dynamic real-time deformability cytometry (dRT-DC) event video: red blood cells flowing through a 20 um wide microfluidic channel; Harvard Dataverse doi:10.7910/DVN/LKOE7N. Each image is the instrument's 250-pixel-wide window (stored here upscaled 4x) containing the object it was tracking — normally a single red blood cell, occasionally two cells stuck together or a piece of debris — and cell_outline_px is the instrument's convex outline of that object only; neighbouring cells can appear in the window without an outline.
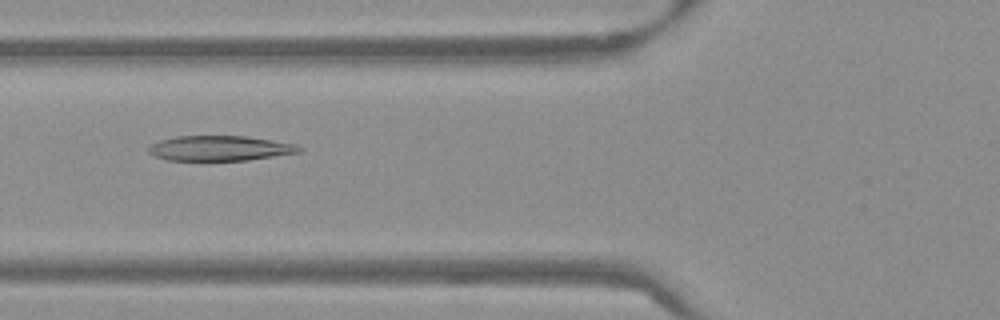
{"species": "Egyptian fruit bat (a non-hibernating species)", "species_latin": "Rousettus aegyptiacus", "temperature_condition": "warm", "stored_images_in_passage": 53, "camera_frame_rate_fps": 3000, "um_per_image_px": 0.085, "frame": {"image": 1, "passage_image": 20, "time_ms": 6.333, "image_size_px": [1000, 320], "cell_outline_px": [[304, 148], [300, 152], [248, 160], [168, 160], [156, 156], [148, 152], [148, 148], [152, 144], [160, 140], [176, 136], [244, 136], [296, 144]], "centroid_in_image_um": [18.7, 12.6], "position_along_channel_um": 107.1, "area_um2": 21.79}}
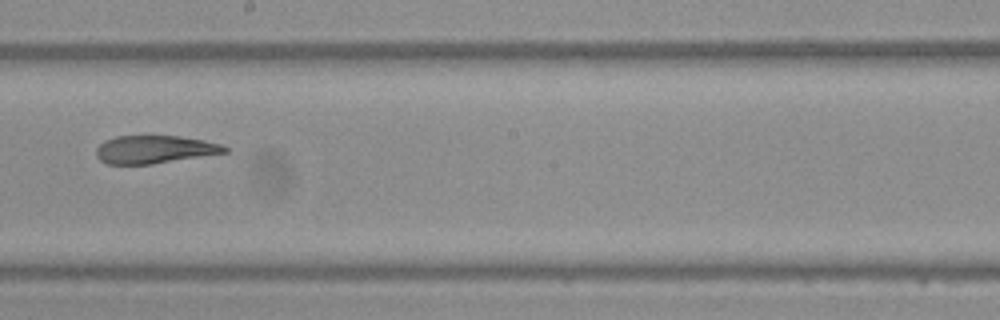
{"frame": {"image": 2, "passage_image": 30, "time_ms": 9.667, "image_size_px": [1000, 320], "cell_outline_px": [[228, 152], [152, 164], [104, 164], [96, 156], [96, 148], [104, 140], [116, 136], [180, 136], [204, 140], [220, 144], [228, 148]], "centroid_in_image_um": [13.1, 12.7], "position_along_channel_um": 235.1, "area_um2": 20.92}}
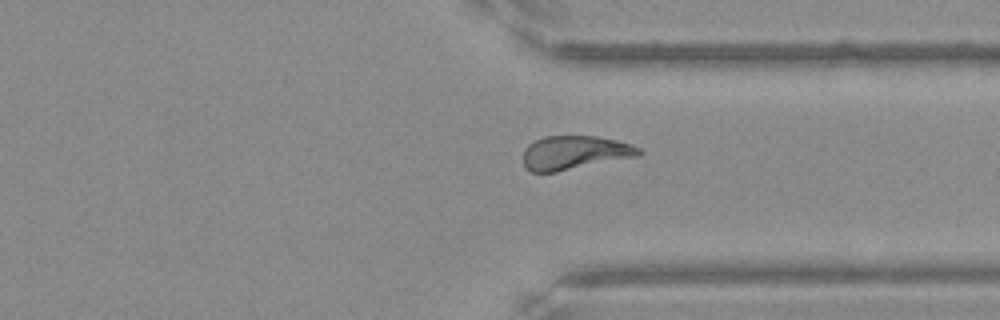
{"frame": {"image": 3, "passage_image": 40, "time_ms": 13.0, "image_size_px": [1000, 320], "cell_outline_px": [[644, 152], [640, 156], [556, 172], [532, 172], [524, 164], [524, 148], [528, 144], [544, 136], [596, 136], [616, 140], [632, 144], [640, 148]], "centroid_in_image_um": [48.89, 12.97], "position_along_channel_um": 362.5, "area_um2": 22.89}, "authors_computed_cell_mechanics": {"area_um2": 23.2934, "velocity_mm_per_s": 3.8272, "shape_relaxation_time_tau1_ms": null, "shape_relaxation_time_tau2_ms": 2.6372, "deformation_change_tau1": null, "deformation_change_tau2": 0.1162}}